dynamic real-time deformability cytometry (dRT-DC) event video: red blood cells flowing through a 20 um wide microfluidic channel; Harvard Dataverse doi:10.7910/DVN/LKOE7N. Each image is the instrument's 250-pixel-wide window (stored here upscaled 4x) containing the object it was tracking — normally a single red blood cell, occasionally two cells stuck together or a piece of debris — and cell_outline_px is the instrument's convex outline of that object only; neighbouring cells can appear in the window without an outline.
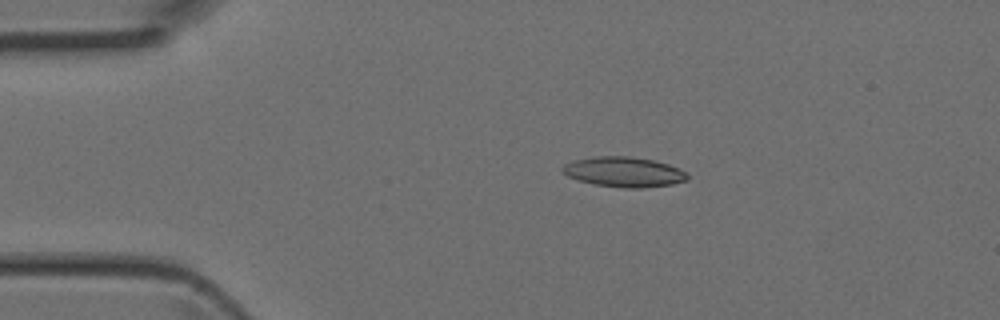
{"species": "Egyptian fruit bat (a non-hibernating species)", "species_latin": "Rousettus aegyptiacus", "temperature_condition": "room temperature", "stored_images_in_passage": 2, "camera_frame_rate_fps": 3000, "um_per_image_px": 0.085, "animal": {"sex": "female"}, "frame": {"image": 1, "passage_image": 1, "time_ms": 0.0, "image_size_px": [1000, 320], "cell_outline_px": [[688, 180], [672, 184], [640, 188], [624, 188], [592, 184], [576, 180], [568, 176], [560, 168], [564, 164], [576, 160], [596, 156], [628, 156], [652, 160], [668, 164], [680, 168], [688, 176]], "centroid_in_image_um": [53.02, 14.62], "position_along_channel_um": 32.0, "area_um2": 21.85}}